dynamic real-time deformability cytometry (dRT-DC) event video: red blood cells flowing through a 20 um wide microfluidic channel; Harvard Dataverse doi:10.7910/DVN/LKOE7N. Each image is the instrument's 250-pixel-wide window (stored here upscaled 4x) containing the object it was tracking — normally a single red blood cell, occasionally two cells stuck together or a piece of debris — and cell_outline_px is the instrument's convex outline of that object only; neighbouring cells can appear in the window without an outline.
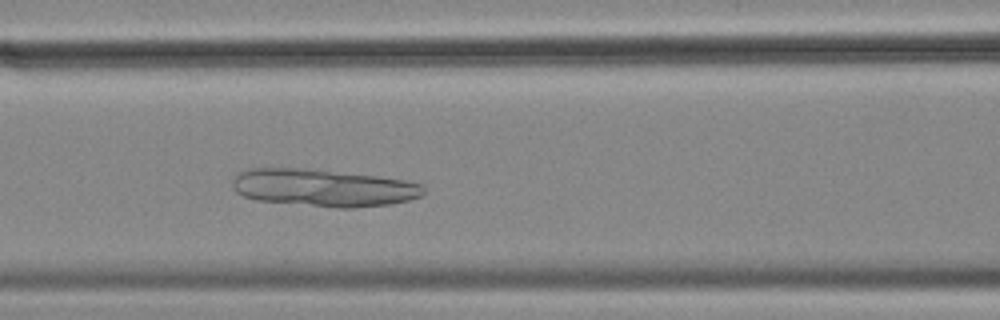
{"species": "common noctule bat (a hibernating species)", "species_latin": "Nyctalus noctula", "temperature_condition": "cold", "stored_images_in_passage": 51, "camera_frame_rate_fps": 3000, "um_per_image_px": 0.085, "animal": {"sex": "female", "body_mass_g": 18.4}, "frame": {"image": 1, "passage_image": 19, "time_ms": 6.0, "image_size_px": [1000, 320], "cell_outline_px": [[424, 192], [420, 196], [408, 200], [392, 204], [352, 208], [340, 208], [256, 200], [244, 196], [236, 192], [232, 188], [232, 180], [240, 172], [248, 168], [304, 168], [376, 176], [404, 180], [420, 184], [424, 188]], "centroid_in_image_um": [27.45, 15.96], "position_along_channel_um": 139.1, "area_um2": 41.5}}
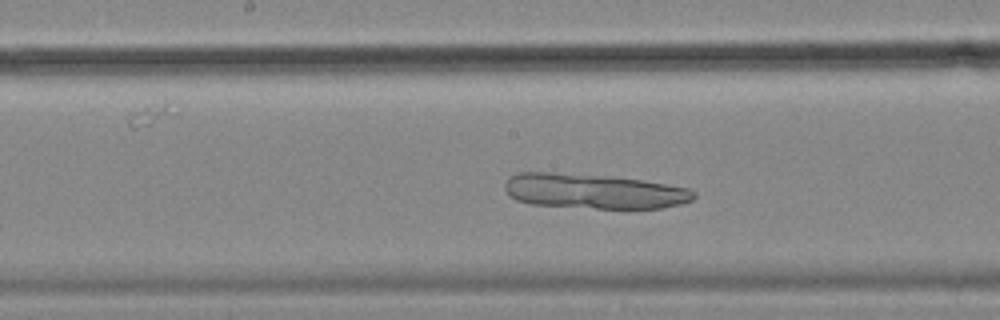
{"frame": {"image": 2, "passage_image": 24, "time_ms": 7.667, "image_size_px": [1000, 320], "cell_outline_px": [[696, 196], [692, 200], [680, 204], [664, 208], [628, 212], [624, 212], [532, 204], [516, 200], [504, 188], [504, 184], [508, 176], [520, 172], [548, 172], [596, 176], [640, 180], [688, 188], [696, 192]], "centroid_in_image_um": [50.52, 16.32], "position_along_channel_um": 197.7, "area_um2": 39.42}}
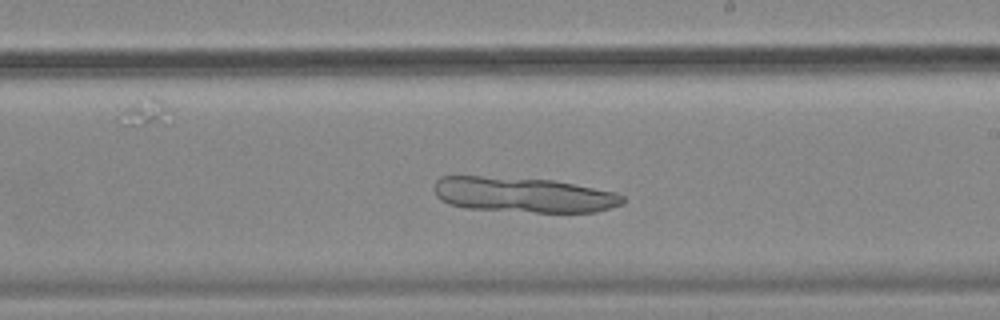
{"frame": {"image": 3, "passage_image": 28, "time_ms": 9.0, "image_size_px": [1000, 320], "cell_outline_px": [[624, 204], [596, 212], [536, 212], [468, 208], [448, 204], [440, 200], [436, 196], [436, 180], [440, 176], [480, 176], [552, 180], [616, 192], [624, 196]], "centroid_in_image_um": [44.51, 16.56], "position_along_channel_um": 244.5, "area_um2": 38.49}}